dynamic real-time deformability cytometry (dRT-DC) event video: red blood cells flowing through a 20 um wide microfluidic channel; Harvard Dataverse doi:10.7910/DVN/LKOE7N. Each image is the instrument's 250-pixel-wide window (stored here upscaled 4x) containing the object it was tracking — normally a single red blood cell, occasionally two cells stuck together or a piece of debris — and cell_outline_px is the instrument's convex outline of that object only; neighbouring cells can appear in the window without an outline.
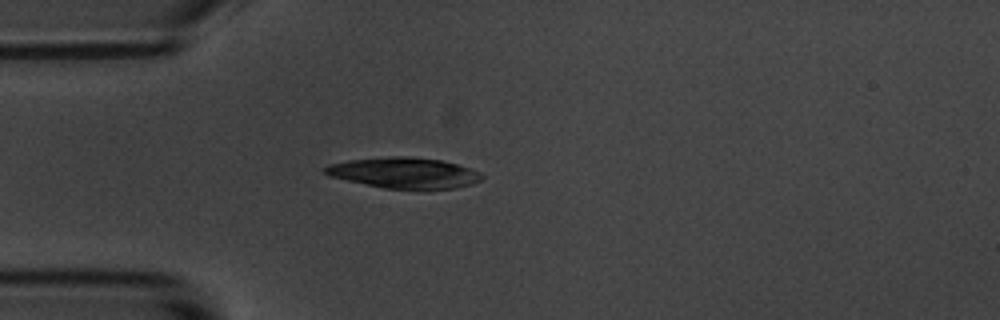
{"species": "common noctule bat (a hibernating species)", "species_latin": "Nyctalus noctula", "temperature_condition": "room temperature", "stored_images_in_passage": 4, "camera_frame_rate_fps": 3000, "um_per_image_px": 0.085, "animal": {"sex": "male", "body_mass_g": 20.1, "forearm_length_mm": 53.5}, "frame": {"image": 1, "passage_image": 4, "time_ms": 3.667, "image_size_px": [1000, 320], "cell_outline_px": [[484, 176], [480, 180], [472, 184], [456, 188], [384, 188], [328, 176], [324, 172], [324, 168], [328, 164], [348, 160], [392, 156], [408, 156], [440, 160], [456, 164], [480, 172]], "centroid_in_image_um": [34.33, 14.68], "position_along_channel_um": 50.7, "area_um2": 27.74}}